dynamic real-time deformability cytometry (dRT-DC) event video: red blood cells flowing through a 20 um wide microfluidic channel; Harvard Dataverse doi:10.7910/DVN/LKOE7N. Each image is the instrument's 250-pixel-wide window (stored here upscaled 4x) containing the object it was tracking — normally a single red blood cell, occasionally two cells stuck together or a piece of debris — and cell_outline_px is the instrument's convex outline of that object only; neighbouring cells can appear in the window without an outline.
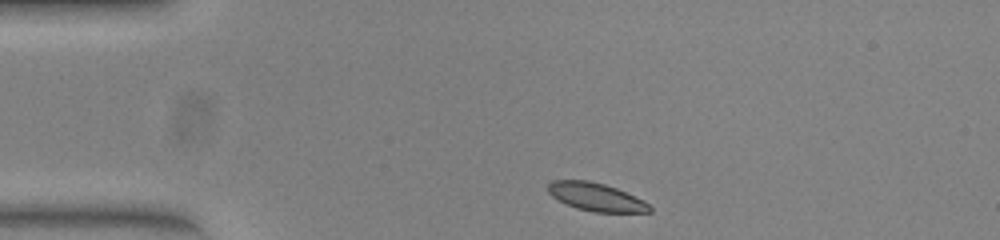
{"species": "common noctule bat (a hibernating species)", "species_latin": "Nyctalus noctula", "temperature_condition": "warm", "stored_images_in_passage": 43, "camera_frame_rate_fps": 3000, "um_per_image_px": 0.085, "animal": {"sex": "female", "body_mass_g": 23.0, "forearm_length_mm": 53.4}, "frame": {"image": 1, "passage_image": 1, "time_ms": 0.0, "image_size_px": [1000, 240], "cell_outline_px": [[652, 212], [596, 212], [576, 208], [552, 196], [548, 192], [548, 184], [552, 180], [588, 180], [604, 184], [616, 188], [644, 200], [652, 208]], "centroid_in_image_um": [50.68, 16.74], "position_along_channel_um": 34.3, "area_um2": 16.47}}
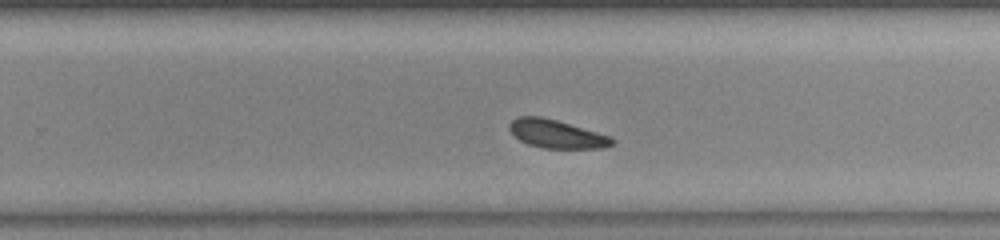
{"frame": {"image": 2, "passage_image": 24, "time_ms": 7.667, "image_size_px": [1000, 240], "cell_outline_px": [[616, 140], [612, 144], [600, 148], [540, 148], [528, 144], [520, 140], [508, 128], [508, 124], [516, 116], [540, 116], [556, 120], [596, 132], [608, 136]], "centroid_in_image_um": [47.24, 11.38], "position_along_channel_um": 282.6, "area_um2": 16.7}}
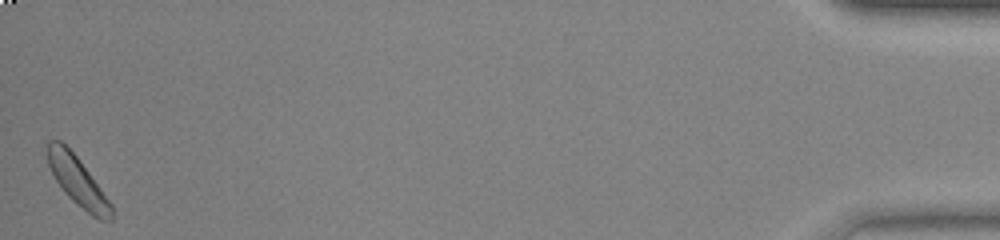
{"frame": {"image": 3, "passage_image": 43, "time_ms": 14.0, "image_size_px": [1000, 240], "cell_outline_px": [[112, 220], [100, 220], [92, 216], [76, 204], [64, 192], [56, 180], [48, 164], [48, 140], [60, 140], [76, 156], [112, 204]], "centroid_in_image_um": [6.6, 15.43], "position_along_channel_um": 428.6, "area_um2": 17.74}, "authors_computed_cell_mechanics": {"area_um2": 17.5134, "velocity_mm_per_s": 3.825, "shape_relaxation_time_tau1_ms": 1.4604, "shape_relaxation_time_tau2_ms": 5.9123, "deformation_change_tau1": 0.0654, "deformation_change_tau2": 0.1308}}